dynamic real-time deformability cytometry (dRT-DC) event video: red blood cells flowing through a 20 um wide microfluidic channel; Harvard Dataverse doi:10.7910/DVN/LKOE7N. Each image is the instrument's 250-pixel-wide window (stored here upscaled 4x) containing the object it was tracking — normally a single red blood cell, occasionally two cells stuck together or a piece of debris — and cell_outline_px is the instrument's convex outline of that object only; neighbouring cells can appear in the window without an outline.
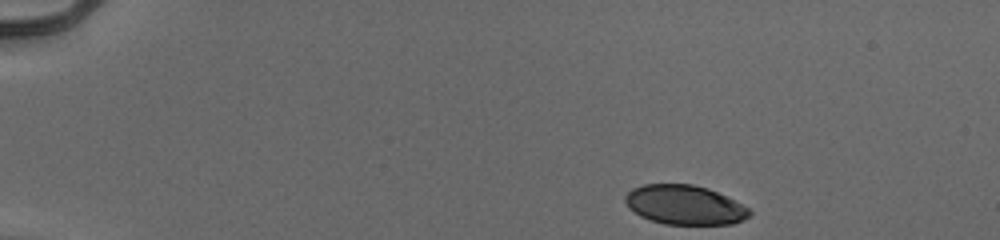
{"species": "human", "species_latin": "Homo sapiens", "temperature_condition": "cold", "stored_images_in_passage": 46, "camera_frame_rate_fps": 3000, "um_per_image_px": 0.085, "donor": {"sex": "male"}, "frame": {"image": 1, "passage_image": 1, "time_ms": 0.0, "image_size_px": [1000, 240], "cell_outline_px": [[752, 212], [748, 216], [732, 224], [664, 224], [640, 216], [628, 208], [624, 200], [624, 196], [632, 188], [644, 184], [692, 184], [708, 188], [748, 208]], "centroid_in_image_um": [58.13, 17.41], "position_along_channel_um": 26.9, "area_um2": 28.26}}
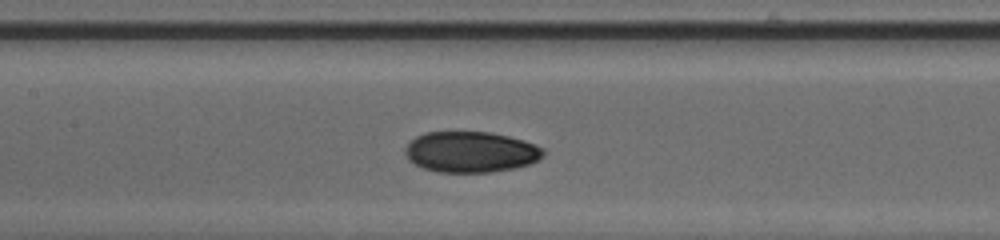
{"frame": {"image": 2, "passage_image": 20, "time_ms": 6.333, "image_size_px": [1000, 240], "cell_outline_px": [[544, 156], [528, 164], [512, 168], [488, 172], [436, 172], [424, 168], [408, 160], [404, 152], [404, 148], [416, 136], [424, 132], [492, 132], [524, 140], [544, 148]], "centroid_in_image_um": [39.99, 12.9], "position_along_channel_um": 167.4, "area_um2": 32.83}}
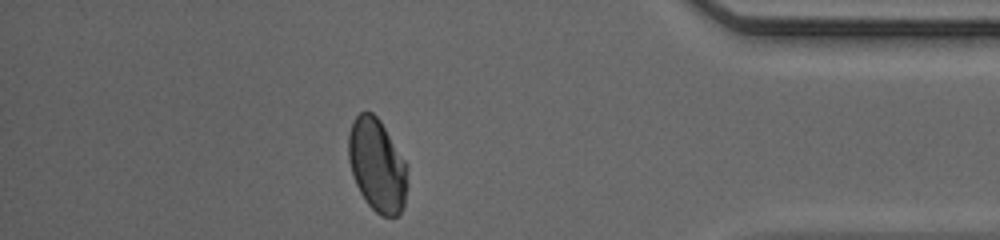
{"frame": {"image": 3, "passage_image": 40, "time_ms": 13.0, "image_size_px": [1000, 240], "cell_outline_px": [[408, 184], [404, 204], [400, 212], [396, 216], [380, 216], [368, 204], [360, 192], [352, 176], [348, 160], [348, 132], [356, 116], [360, 112], [372, 112], [380, 120], [408, 164]], "centroid_in_image_um": [32.07, 14.05], "position_along_channel_um": 403.1, "area_um2": 32.31}, "authors_computed_cell_mechanics": {"area_um2": 32.1368, "velocity_mm_per_s": 3.959, "shape_relaxation_time_tau1_ms": 9.203, "shape_relaxation_time_tau2_ms": 1.4116, "deformation_change_tau1": 0.1996, "deformation_change_tau2": 0.0468}}